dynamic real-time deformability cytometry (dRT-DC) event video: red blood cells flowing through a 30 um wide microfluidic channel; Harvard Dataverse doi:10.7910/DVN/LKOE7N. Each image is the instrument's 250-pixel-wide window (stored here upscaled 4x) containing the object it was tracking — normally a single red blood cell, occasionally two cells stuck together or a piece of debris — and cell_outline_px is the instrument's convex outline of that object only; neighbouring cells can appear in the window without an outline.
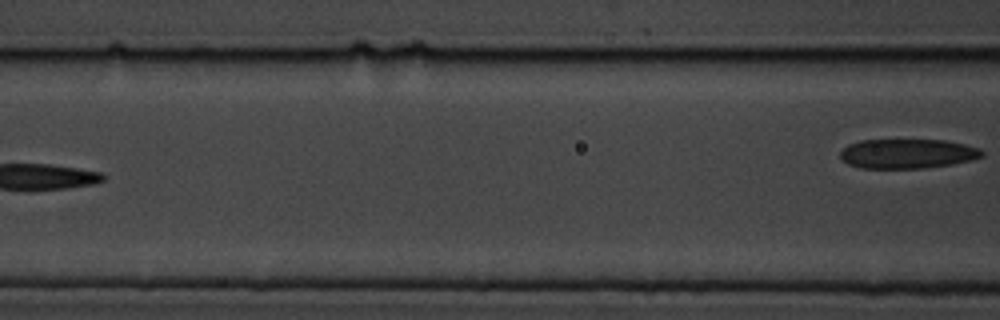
{"species": "common noctule bat (a hibernating species)", "species_latin": "Nyctalus noctula", "temperature_condition": "cold", "stored_images_in_passage": 4, "camera_frame_rate_fps": 3000, "um_per_image_px": 0.085, "animal": {"sex": "male", "body_mass_g": 19.5, "forearm_length_mm": 54.6}, "frame": {"image": 1, "passage_image": 4, "time_ms": 3.333, "image_size_px": [1000, 320], "cell_outline_px": [[984, 156], [952, 164], [920, 168], [860, 168], [848, 164], [840, 156], [840, 152], [848, 144], [860, 140], [944, 140], [964, 144], [980, 148], [984, 152]], "centroid_in_image_um": [77.12, 13.06], "position_along_channel_um": 89.5, "area_um2": 24.28}}